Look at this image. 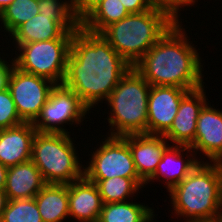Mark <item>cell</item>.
Instances as JSON below:
<instances>
[{
  "mask_svg": "<svg viewBox=\"0 0 222 222\" xmlns=\"http://www.w3.org/2000/svg\"><path fill=\"white\" fill-rule=\"evenodd\" d=\"M8 202L7 195L4 190H0V218L2 216L3 210L5 209Z\"/></svg>",
  "mask_w": 222,
  "mask_h": 222,
  "instance_id": "cell-33",
  "label": "cell"
},
{
  "mask_svg": "<svg viewBox=\"0 0 222 222\" xmlns=\"http://www.w3.org/2000/svg\"><path fill=\"white\" fill-rule=\"evenodd\" d=\"M204 87L189 91L181 100L170 129L163 135L173 145L191 147L196 135V122L207 103Z\"/></svg>",
  "mask_w": 222,
  "mask_h": 222,
  "instance_id": "cell-13",
  "label": "cell"
},
{
  "mask_svg": "<svg viewBox=\"0 0 222 222\" xmlns=\"http://www.w3.org/2000/svg\"><path fill=\"white\" fill-rule=\"evenodd\" d=\"M38 13V0H14L0 13V21L10 35Z\"/></svg>",
  "mask_w": 222,
  "mask_h": 222,
  "instance_id": "cell-24",
  "label": "cell"
},
{
  "mask_svg": "<svg viewBox=\"0 0 222 222\" xmlns=\"http://www.w3.org/2000/svg\"><path fill=\"white\" fill-rule=\"evenodd\" d=\"M69 217L79 222H98L102 200L98 187L85 177L68 184Z\"/></svg>",
  "mask_w": 222,
  "mask_h": 222,
  "instance_id": "cell-17",
  "label": "cell"
},
{
  "mask_svg": "<svg viewBox=\"0 0 222 222\" xmlns=\"http://www.w3.org/2000/svg\"><path fill=\"white\" fill-rule=\"evenodd\" d=\"M190 90L174 86H151L148 97V135H164L172 126L182 98Z\"/></svg>",
  "mask_w": 222,
  "mask_h": 222,
  "instance_id": "cell-12",
  "label": "cell"
},
{
  "mask_svg": "<svg viewBox=\"0 0 222 222\" xmlns=\"http://www.w3.org/2000/svg\"><path fill=\"white\" fill-rule=\"evenodd\" d=\"M154 209L131 201L102 205L98 222H152Z\"/></svg>",
  "mask_w": 222,
  "mask_h": 222,
  "instance_id": "cell-21",
  "label": "cell"
},
{
  "mask_svg": "<svg viewBox=\"0 0 222 222\" xmlns=\"http://www.w3.org/2000/svg\"><path fill=\"white\" fill-rule=\"evenodd\" d=\"M190 148L195 154L200 150L210 162L222 163V111L209 106V102L199 114L195 140Z\"/></svg>",
  "mask_w": 222,
  "mask_h": 222,
  "instance_id": "cell-14",
  "label": "cell"
},
{
  "mask_svg": "<svg viewBox=\"0 0 222 222\" xmlns=\"http://www.w3.org/2000/svg\"><path fill=\"white\" fill-rule=\"evenodd\" d=\"M95 183L103 204L127 201L129 197L145 186L141 178L112 177L108 179H87ZM132 195V196H131Z\"/></svg>",
  "mask_w": 222,
  "mask_h": 222,
  "instance_id": "cell-22",
  "label": "cell"
},
{
  "mask_svg": "<svg viewBox=\"0 0 222 222\" xmlns=\"http://www.w3.org/2000/svg\"><path fill=\"white\" fill-rule=\"evenodd\" d=\"M169 193L174 214L185 222L222 221V163L200 161Z\"/></svg>",
  "mask_w": 222,
  "mask_h": 222,
  "instance_id": "cell-3",
  "label": "cell"
},
{
  "mask_svg": "<svg viewBox=\"0 0 222 222\" xmlns=\"http://www.w3.org/2000/svg\"><path fill=\"white\" fill-rule=\"evenodd\" d=\"M131 68L101 34L80 26L72 37L63 85L91 110L98 102L107 101Z\"/></svg>",
  "mask_w": 222,
  "mask_h": 222,
  "instance_id": "cell-1",
  "label": "cell"
},
{
  "mask_svg": "<svg viewBox=\"0 0 222 222\" xmlns=\"http://www.w3.org/2000/svg\"><path fill=\"white\" fill-rule=\"evenodd\" d=\"M69 133L36 131L32 141L31 160L47 184L68 185L84 177Z\"/></svg>",
  "mask_w": 222,
  "mask_h": 222,
  "instance_id": "cell-6",
  "label": "cell"
},
{
  "mask_svg": "<svg viewBox=\"0 0 222 222\" xmlns=\"http://www.w3.org/2000/svg\"><path fill=\"white\" fill-rule=\"evenodd\" d=\"M84 167L86 179H108L112 177L140 178L127 142L121 136H107Z\"/></svg>",
  "mask_w": 222,
  "mask_h": 222,
  "instance_id": "cell-9",
  "label": "cell"
},
{
  "mask_svg": "<svg viewBox=\"0 0 222 222\" xmlns=\"http://www.w3.org/2000/svg\"><path fill=\"white\" fill-rule=\"evenodd\" d=\"M120 1L130 14L148 11L155 5V3L152 0H120Z\"/></svg>",
  "mask_w": 222,
  "mask_h": 222,
  "instance_id": "cell-29",
  "label": "cell"
},
{
  "mask_svg": "<svg viewBox=\"0 0 222 222\" xmlns=\"http://www.w3.org/2000/svg\"><path fill=\"white\" fill-rule=\"evenodd\" d=\"M34 198L43 222H62L69 216L68 185L46 184Z\"/></svg>",
  "mask_w": 222,
  "mask_h": 222,
  "instance_id": "cell-20",
  "label": "cell"
},
{
  "mask_svg": "<svg viewBox=\"0 0 222 222\" xmlns=\"http://www.w3.org/2000/svg\"><path fill=\"white\" fill-rule=\"evenodd\" d=\"M196 2H197L196 0H191V5L192 6L195 5Z\"/></svg>",
  "mask_w": 222,
  "mask_h": 222,
  "instance_id": "cell-35",
  "label": "cell"
},
{
  "mask_svg": "<svg viewBox=\"0 0 222 222\" xmlns=\"http://www.w3.org/2000/svg\"><path fill=\"white\" fill-rule=\"evenodd\" d=\"M121 137L131 150L139 177L146 182L155 173L169 142L163 135L130 134Z\"/></svg>",
  "mask_w": 222,
  "mask_h": 222,
  "instance_id": "cell-15",
  "label": "cell"
},
{
  "mask_svg": "<svg viewBox=\"0 0 222 222\" xmlns=\"http://www.w3.org/2000/svg\"><path fill=\"white\" fill-rule=\"evenodd\" d=\"M46 184L39 169L29 160L8 168L4 191L8 200L34 198Z\"/></svg>",
  "mask_w": 222,
  "mask_h": 222,
  "instance_id": "cell-19",
  "label": "cell"
},
{
  "mask_svg": "<svg viewBox=\"0 0 222 222\" xmlns=\"http://www.w3.org/2000/svg\"><path fill=\"white\" fill-rule=\"evenodd\" d=\"M155 4L165 6L173 10L177 15L180 11L179 9L183 6H190L191 0H152ZM182 6V7H181Z\"/></svg>",
  "mask_w": 222,
  "mask_h": 222,
  "instance_id": "cell-31",
  "label": "cell"
},
{
  "mask_svg": "<svg viewBox=\"0 0 222 222\" xmlns=\"http://www.w3.org/2000/svg\"><path fill=\"white\" fill-rule=\"evenodd\" d=\"M129 14L120 0H103L80 23V26L89 32L100 34L107 26Z\"/></svg>",
  "mask_w": 222,
  "mask_h": 222,
  "instance_id": "cell-23",
  "label": "cell"
},
{
  "mask_svg": "<svg viewBox=\"0 0 222 222\" xmlns=\"http://www.w3.org/2000/svg\"><path fill=\"white\" fill-rule=\"evenodd\" d=\"M151 85L132 66L107 99L111 126L108 136L147 134L148 97Z\"/></svg>",
  "mask_w": 222,
  "mask_h": 222,
  "instance_id": "cell-5",
  "label": "cell"
},
{
  "mask_svg": "<svg viewBox=\"0 0 222 222\" xmlns=\"http://www.w3.org/2000/svg\"><path fill=\"white\" fill-rule=\"evenodd\" d=\"M170 8L155 4L107 26L100 34L130 65L134 66L179 19Z\"/></svg>",
  "mask_w": 222,
  "mask_h": 222,
  "instance_id": "cell-4",
  "label": "cell"
},
{
  "mask_svg": "<svg viewBox=\"0 0 222 222\" xmlns=\"http://www.w3.org/2000/svg\"><path fill=\"white\" fill-rule=\"evenodd\" d=\"M0 222H43L35 198L8 200Z\"/></svg>",
  "mask_w": 222,
  "mask_h": 222,
  "instance_id": "cell-25",
  "label": "cell"
},
{
  "mask_svg": "<svg viewBox=\"0 0 222 222\" xmlns=\"http://www.w3.org/2000/svg\"><path fill=\"white\" fill-rule=\"evenodd\" d=\"M8 167L0 163V190H4L6 186Z\"/></svg>",
  "mask_w": 222,
  "mask_h": 222,
  "instance_id": "cell-32",
  "label": "cell"
},
{
  "mask_svg": "<svg viewBox=\"0 0 222 222\" xmlns=\"http://www.w3.org/2000/svg\"><path fill=\"white\" fill-rule=\"evenodd\" d=\"M23 122L8 88L0 91V129L14 127Z\"/></svg>",
  "mask_w": 222,
  "mask_h": 222,
  "instance_id": "cell-26",
  "label": "cell"
},
{
  "mask_svg": "<svg viewBox=\"0 0 222 222\" xmlns=\"http://www.w3.org/2000/svg\"><path fill=\"white\" fill-rule=\"evenodd\" d=\"M11 61L10 65L7 61L1 59L0 57V91H3L8 88V80L11 70L13 68V58Z\"/></svg>",
  "mask_w": 222,
  "mask_h": 222,
  "instance_id": "cell-30",
  "label": "cell"
},
{
  "mask_svg": "<svg viewBox=\"0 0 222 222\" xmlns=\"http://www.w3.org/2000/svg\"><path fill=\"white\" fill-rule=\"evenodd\" d=\"M179 19L133 66L151 86L203 87L202 63Z\"/></svg>",
  "mask_w": 222,
  "mask_h": 222,
  "instance_id": "cell-2",
  "label": "cell"
},
{
  "mask_svg": "<svg viewBox=\"0 0 222 222\" xmlns=\"http://www.w3.org/2000/svg\"><path fill=\"white\" fill-rule=\"evenodd\" d=\"M103 0H72L75 18L81 23Z\"/></svg>",
  "mask_w": 222,
  "mask_h": 222,
  "instance_id": "cell-28",
  "label": "cell"
},
{
  "mask_svg": "<svg viewBox=\"0 0 222 222\" xmlns=\"http://www.w3.org/2000/svg\"><path fill=\"white\" fill-rule=\"evenodd\" d=\"M72 39H52L22 44L14 57V65L20 70L46 78L56 85L63 84L67 58Z\"/></svg>",
  "mask_w": 222,
  "mask_h": 222,
  "instance_id": "cell-7",
  "label": "cell"
},
{
  "mask_svg": "<svg viewBox=\"0 0 222 222\" xmlns=\"http://www.w3.org/2000/svg\"><path fill=\"white\" fill-rule=\"evenodd\" d=\"M80 22L75 16H46L38 13L12 34L18 48L22 44L52 39H72Z\"/></svg>",
  "mask_w": 222,
  "mask_h": 222,
  "instance_id": "cell-11",
  "label": "cell"
},
{
  "mask_svg": "<svg viewBox=\"0 0 222 222\" xmlns=\"http://www.w3.org/2000/svg\"><path fill=\"white\" fill-rule=\"evenodd\" d=\"M55 85L46 78L20 70L13 62L8 90L24 122L33 123L36 120Z\"/></svg>",
  "mask_w": 222,
  "mask_h": 222,
  "instance_id": "cell-10",
  "label": "cell"
},
{
  "mask_svg": "<svg viewBox=\"0 0 222 222\" xmlns=\"http://www.w3.org/2000/svg\"><path fill=\"white\" fill-rule=\"evenodd\" d=\"M36 131L31 122L0 129V163L9 168L31 160Z\"/></svg>",
  "mask_w": 222,
  "mask_h": 222,
  "instance_id": "cell-16",
  "label": "cell"
},
{
  "mask_svg": "<svg viewBox=\"0 0 222 222\" xmlns=\"http://www.w3.org/2000/svg\"><path fill=\"white\" fill-rule=\"evenodd\" d=\"M188 151V152H187ZM184 152L193 153L194 151L183 145L168 146L160 159L155 173L145 182V186L150 182H154V179H159L160 176L165 178V184L168 192L180 183L200 162L196 159V156L186 155L187 159H184ZM193 158H190V157ZM160 175V176H159Z\"/></svg>",
  "mask_w": 222,
  "mask_h": 222,
  "instance_id": "cell-18",
  "label": "cell"
},
{
  "mask_svg": "<svg viewBox=\"0 0 222 222\" xmlns=\"http://www.w3.org/2000/svg\"><path fill=\"white\" fill-rule=\"evenodd\" d=\"M14 0H0V13L9 6Z\"/></svg>",
  "mask_w": 222,
  "mask_h": 222,
  "instance_id": "cell-34",
  "label": "cell"
},
{
  "mask_svg": "<svg viewBox=\"0 0 222 222\" xmlns=\"http://www.w3.org/2000/svg\"><path fill=\"white\" fill-rule=\"evenodd\" d=\"M89 111L75 92L55 85L33 126L38 132L69 133L63 124H81Z\"/></svg>",
  "mask_w": 222,
  "mask_h": 222,
  "instance_id": "cell-8",
  "label": "cell"
},
{
  "mask_svg": "<svg viewBox=\"0 0 222 222\" xmlns=\"http://www.w3.org/2000/svg\"><path fill=\"white\" fill-rule=\"evenodd\" d=\"M38 10L46 16H74L72 0H38Z\"/></svg>",
  "mask_w": 222,
  "mask_h": 222,
  "instance_id": "cell-27",
  "label": "cell"
}]
</instances>
